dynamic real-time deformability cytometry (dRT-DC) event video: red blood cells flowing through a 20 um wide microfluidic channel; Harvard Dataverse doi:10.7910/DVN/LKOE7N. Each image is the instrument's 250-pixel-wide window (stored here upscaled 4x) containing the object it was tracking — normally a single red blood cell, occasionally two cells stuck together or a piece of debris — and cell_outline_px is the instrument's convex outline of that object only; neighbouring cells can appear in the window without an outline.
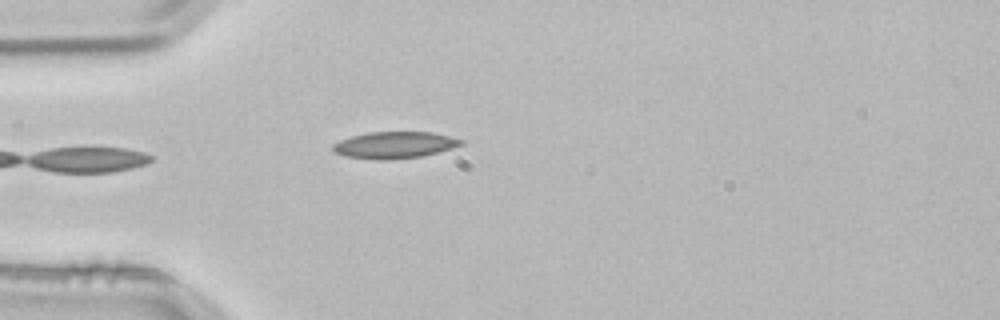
{"species": "common noctule bat (a hibernating species)", "species_latin": "Nyctalus noctula", "temperature_condition": "room temperature", "stored_images_in_passage": 2, "camera_frame_rate_fps": 3000, "um_per_image_px": 0.085, "animal": {"sex": "male", "body_mass_g": 21.5, "forearm_length_mm": 52.0}, "frame": {"image": 1, "passage_image": 2, "time_ms": 0.333, "image_size_px": [1000, 320], "cell_outline_px": [[464, 144], [452, 148], [420, 156], [388, 160], [376, 160], [344, 156], [332, 152], [332, 144], [340, 140], [352, 136], [368, 132], [432, 132], [464, 140]], "centroid_in_image_um": [33.49, 12.33], "position_along_channel_um": 51.5, "area_um2": 19.94}}